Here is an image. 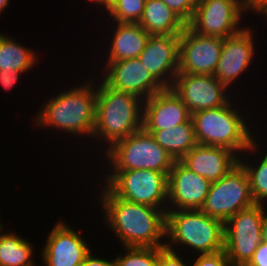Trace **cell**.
I'll list each match as a JSON object with an SVG mask.
<instances>
[{
	"label": "cell",
	"instance_id": "5b68a950",
	"mask_svg": "<svg viewBox=\"0 0 267 266\" xmlns=\"http://www.w3.org/2000/svg\"><path fill=\"white\" fill-rule=\"evenodd\" d=\"M166 239L173 251L181 245L197 255L215 253L224 250V223L200 209L166 211Z\"/></svg>",
	"mask_w": 267,
	"mask_h": 266
},
{
	"label": "cell",
	"instance_id": "6da1fadb",
	"mask_svg": "<svg viewBox=\"0 0 267 266\" xmlns=\"http://www.w3.org/2000/svg\"><path fill=\"white\" fill-rule=\"evenodd\" d=\"M102 188L98 201L104 211L103 223L116 234L123 247H165L166 211L126 201L106 186Z\"/></svg>",
	"mask_w": 267,
	"mask_h": 266
},
{
	"label": "cell",
	"instance_id": "ffe728a7",
	"mask_svg": "<svg viewBox=\"0 0 267 266\" xmlns=\"http://www.w3.org/2000/svg\"><path fill=\"white\" fill-rule=\"evenodd\" d=\"M116 23L106 62L138 58L150 35L139 24Z\"/></svg>",
	"mask_w": 267,
	"mask_h": 266
},
{
	"label": "cell",
	"instance_id": "8992f818",
	"mask_svg": "<svg viewBox=\"0 0 267 266\" xmlns=\"http://www.w3.org/2000/svg\"><path fill=\"white\" fill-rule=\"evenodd\" d=\"M111 171L155 170L169 175L175 160L144 128L114 142L105 151Z\"/></svg>",
	"mask_w": 267,
	"mask_h": 266
},
{
	"label": "cell",
	"instance_id": "7c38bea8",
	"mask_svg": "<svg viewBox=\"0 0 267 266\" xmlns=\"http://www.w3.org/2000/svg\"><path fill=\"white\" fill-rule=\"evenodd\" d=\"M223 41L199 35L186 25L179 37L178 73L214 75Z\"/></svg>",
	"mask_w": 267,
	"mask_h": 266
},
{
	"label": "cell",
	"instance_id": "83f0119b",
	"mask_svg": "<svg viewBox=\"0 0 267 266\" xmlns=\"http://www.w3.org/2000/svg\"><path fill=\"white\" fill-rule=\"evenodd\" d=\"M186 24L192 19L197 0H162Z\"/></svg>",
	"mask_w": 267,
	"mask_h": 266
},
{
	"label": "cell",
	"instance_id": "7402d4cb",
	"mask_svg": "<svg viewBox=\"0 0 267 266\" xmlns=\"http://www.w3.org/2000/svg\"><path fill=\"white\" fill-rule=\"evenodd\" d=\"M151 133L156 142L164 148L175 161H179L195 145L194 125L190 118L187 122L165 130H146Z\"/></svg>",
	"mask_w": 267,
	"mask_h": 266
},
{
	"label": "cell",
	"instance_id": "44dd1931",
	"mask_svg": "<svg viewBox=\"0 0 267 266\" xmlns=\"http://www.w3.org/2000/svg\"><path fill=\"white\" fill-rule=\"evenodd\" d=\"M138 24L149 35H181L186 26L162 0H146Z\"/></svg>",
	"mask_w": 267,
	"mask_h": 266
},
{
	"label": "cell",
	"instance_id": "ba28073f",
	"mask_svg": "<svg viewBox=\"0 0 267 266\" xmlns=\"http://www.w3.org/2000/svg\"><path fill=\"white\" fill-rule=\"evenodd\" d=\"M255 204L248 175L238 163L225 176L211 183L200 210L225 223L231 216Z\"/></svg>",
	"mask_w": 267,
	"mask_h": 266
},
{
	"label": "cell",
	"instance_id": "52a82bcc",
	"mask_svg": "<svg viewBox=\"0 0 267 266\" xmlns=\"http://www.w3.org/2000/svg\"><path fill=\"white\" fill-rule=\"evenodd\" d=\"M108 173L104 175V185L116 197L167 211L168 176L165 173L145 169Z\"/></svg>",
	"mask_w": 267,
	"mask_h": 266
},
{
	"label": "cell",
	"instance_id": "d590c367",
	"mask_svg": "<svg viewBox=\"0 0 267 266\" xmlns=\"http://www.w3.org/2000/svg\"><path fill=\"white\" fill-rule=\"evenodd\" d=\"M89 1H93L95 3L100 4L102 7H104L103 10H105V12L109 9V7L111 6L112 0H89Z\"/></svg>",
	"mask_w": 267,
	"mask_h": 266
},
{
	"label": "cell",
	"instance_id": "8fae6325",
	"mask_svg": "<svg viewBox=\"0 0 267 266\" xmlns=\"http://www.w3.org/2000/svg\"><path fill=\"white\" fill-rule=\"evenodd\" d=\"M171 88L191 115L201 110L219 108L231 99L226 92L228 88L214 75L178 73Z\"/></svg>",
	"mask_w": 267,
	"mask_h": 266
},
{
	"label": "cell",
	"instance_id": "9c48e42d",
	"mask_svg": "<svg viewBox=\"0 0 267 266\" xmlns=\"http://www.w3.org/2000/svg\"><path fill=\"white\" fill-rule=\"evenodd\" d=\"M263 204H255L224 223V251L231 266H246L262 242Z\"/></svg>",
	"mask_w": 267,
	"mask_h": 266
},
{
	"label": "cell",
	"instance_id": "4fadbf2b",
	"mask_svg": "<svg viewBox=\"0 0 267 266\" xmlns=\"http://www.w3.org/2000/svg\"><path fill=\"white\" fill-rule=\"evenodd\" d=\"M104 65L106 74L100 75L103 76L101 80L113 90L132 93L146 100L164 89L138 58L106 62Z\"/></svg>",
	"mask_w": 267,
	"mask_h": 266
},
{
	"label": "cell",
	"instance_id": "836d02e7",
	"mask_svg": "<svg viewBox=\"0 0 267 266\" xmlns=\"http://www.w3.org/2000/svg\"><path fill=\"white\" fill-rule=\"evenodd\" d=\"M249 12L258 13L267 19V0H246Z\"/></svg>",
	"mask_w": 267,
	"mask_h": 266
},
{
	"label": "cell",
	"instance_id": "8d00e7d4",
	"mask_svg": "<svg viewBox=\"0 0 267 266\" xmlns=\"http://www.w3.org/2000/svg\"><path fill=\"white\" fill-rule=\"evenodd\" d=\"M10 0H0V15L2 11L4 12L5 8L8 6Z\"/></svg>",
	"mask_w": 267,
	"mask_h": 266
},
{
	"label": "cell",
	"instance_id": "ac0fdd59",
	"mask_svg": "<svg viewBox=\"0 0 267 266\" xmlns=\"http://www.w3.org/2000/svg\"><path fill=\"white\" fill-rule=\"evenodd\" d=\"M190 118L191 114L187 107L172 88H164L143 101L145 130L174 128Z\"/></svg>",
	"mask_w": 267,
	"mask_h": 266
},
{
	"label": "cell",
	"instance_id": "4316f807",
	"mask_svg": "<svg viewBox=\"0 0 267 266\" xmlns=\"http://www.w3.org/2000/svg\"><path fill=\"white\" fill-rule=\"evenodd\" d=\"M126 254L115 257L117 266H157L159 248L153 247H124Z\"/></svg>",
	"mask_w": 267,
	"mask_h": 266
},
{
	"label": "cell",
	"instance_id": "603a6c76",
	"mask_svg": "<svg viewBox=\"0 0 267 266\" xmlns=\"http://www.w3.org/2000/svg\"><path fill=\"white\" fill-rule=\"evenodd\" d=\"M0 231V266H36L34 248L15 231Z\"/></svg>",
	"mask_w": 267,
	"mask_h": 266
},
{
	"label": "cell",
	"instance_id": "f546056e",
	"mask_svg": "<svg viewBox=\"0 0 267 266\" xmlns=\"http://www.w3.org/2000/svg\"><path fill=\"white\" fill-rule=\"evenodd\" d=\"M179 254L180 252L170 250L167 247H159L157 266H188V263Z\"/></svg>",
	"mask_w": 267,
	"mask_h": 266
},
{
	"label": "cell",
	"instance_id": "7a4b0ae2",
	"mask_svg": "<svg viewBox=\"0 0 267 266\" xmlns=\"http://www.w3.org/2000/svg\"><path fill=\"white\" fill-rule=\"evenodd\" d=\"M88 81L49 98L34 115V125L75 134L74 137L91 138L96 118L97 87L94 79Z\"/></svg>",
	"mask_w": 267,
	"mask_h": 266
},
{
	"label": "cell",
	"instance_id": "d6a6232c",
	"mask_svg": "<svg viewBox=\"0 0 267 266\" xmlns=\"http://www.w3.org/2000/svg\"><path fill=\"white\" fill-rule=\"evenodd\" d=\"M81 266H117V262L114 259H106L95 257L92 251L85 257Z\"/></svg>",
	"mask_w": 267,
	"mask_h": 266
},
{
	"label": "cell",
	"instance_id": "d4e9b609",
	"mask_svg": "<svg viewBox=\"0 0 267 266\" xmlns=\"http://www.w3.org/2000/svg\"><path fill=\"white\" fill-rule=\"evenodd\" d=\"M262 157L264 158L260 159L258 157L259 161L255 163L257 164L255 165L250 159L248 160V157L244 160L242 156H240L239 163L243 166L248 175L251 193L255 203L264 205L267 204V202H265L267 201V152ZM248 161L252 162L253 165Z\"/></svg>",
	"mask_w": 267,
	"mask_h": 266
},
{
	"label": "cell",
	"instance_id": "484cf974",
	"mask_svg": "<svg viewBox=\"0 0 267 266\" xmlns=\"http://www.w3.org/2000/svg\"><path fill=\"white\" fill-rule=\"evenodd\" d=\"M146 0H113L106 11L113 22L136 23L141 20Z\"/></svg>",
	"mask_w": 267,
	"mask_h": 266
},
{
	"label": "cell",
	"instance_id": "2e32d148",
	"mask_svg": "<svg viewBox=\"0 0 267 266\" xmlns=\"http://www.w3.org/2000/svg\"><path fill=\"white\" fill-rule=\"evenodd\" d=\"M211 182L175 161L168 175L167 211L201 209Z\"/></svg>",
	"mask_w": 267,
	"mask_h": 266
},
{
	"label": "cell",
	"instance_id": "e0dca14e",
	"mask_svg": "<svg viewBox=\"0 0 267 266\" xmlns=\"http://www.w3.org/2000/svg\"><path fill=\"white\" fill-rule=\"evenodd\" d=\"M180 35H150L138 56L141 64L164 87L171 88L178 74Z\"/></svg>",
	"mask_w": 267,
	"mask_h": 266
},
{
	"label": "cell",
	"instance_id": "30bf717a",
	"mask_svg": "<svg viewBox=\"0 0 267 266\" xmlns=\"http://www.w3.org/2000/svg\"><path fill=\"white\" fill-rule=\"evenodd\" d=\"M248 11L246 0H197L186 25L199 35L228 38L244 28L240 22Z\"/></svg>",
	"mask_w": 267,
	"mask_h": 266
},
{
	"label": "cell",
	"instance_id": "d6986e66",
	"mask_svg": "<svg viewBox=\"0 0 267 266\" xmlns=\"http://www.w3.org/2000/svg\"><path fill=\"white\" fill-rule=\"evenodd\" d=\"M179 161L212 183L233 169L239 163V156L225 147L197 144Z\"/></svg>",
	"mask_w": 267,
	"mask_h": 266
},
{
	"label": "cell",
	"instance_id": "4dcf8cb0",
	"mask_svg": "<svg viewBox=\"0 0 267 266\" xmlns=\"http://www.w3.org/2000/svg\"><path fill=\"white\" fill-rule=\"evenodd\" d=\"M23 73L25 72L11 69L7 71H0V84L3 86V89H12L16 82H18L20 75Z\"/></svg>",
	"mask_w": 267,
	"mask_h": 266
},
{
	"label": "cell",
	"instance_id": "3957f363",
	"mask_svg": "<svg viewBox=\"0 0 267 266\" xmlns=\"http://www.w3.org/2000/svg\"><path fill=\"white\" fill-rule=\"evenodd\" d=\"M98 83L92 138L107 142L106 150L114 142L143 128L144 100L132 93L113 90L103 80Z\"/></svg>",
	"mask_w": 267,
	"mask_h": 266
},
{
	"label": "cell",
	"instance_id": "9a60e30c",
	"mask_svg": "<svg viewBox=\"0 0 267 266\" xmlns=\"http://www.w3.org/2000/svg\"><path fill=\"white\" fill-rule=\"evenodd\" d=\"M240 32L224 38L220 59L214 76L229 90L238 77L249 69L253 61L255 39L252 28L245 25ZM254 39V40H253Z\"/></svg>",
	"mask_w": 267,
	"mask_h": 266
},
{
	"label": "cell",
	"instance_id": "1f68e13d",
	"mask_svg": "<svg viewBox=\"0 0 267 266\" xmlns=\"http://www.w3.org/2000/svg\"><path fill=\"white\" fill-rule=\"evenodd\" d=\"M246 266H267V243L261 242Z\"/></svg>",
	"mask_w": 267,
	"mask_h": 266
},
{
	"label": "cell",
	"instance_id": "5bb4252c",
	"mask_svg": "<svg viewBox=\"0 0 267 266\" xmlns=\"http://www.w3.org/2000/svg\"><path fill=\"white\" fill-rule=\"evenodd\" d=\"M59 220L48 233L42 251L44 266H81L91 248L78 231Z\"/></svg>",
	"mask_w": 267,
	"mask_h": 266
},
{
	"label": "cell",
	"instance_id": "e575fe53",
	"mask_svg": "<svg viewBox=\"0 0 267 266\" xmlns=\"http://www.w3.org/2000/svg\"><path fill=\"white\" fill-rule=\"evenodd\" d=\"M266 205H263V216H262V224H261V234L262 241L267 243V210H265Z\"/></svg>",
	"mask_w": 267,
	"mask_h": 266
},
{
	"label": "cell",
	"instance_id": "74e56055",
	"mask_svg": "<svg viewBox=\"0 0 267 266\" xmlns=\"http://www.w3.org/2000/svg\"><path fill=\"white\" fill-rule=\"evenodd\" d=\"M2 229H6V228H4L3 223H1V221H0V231H1Z\"/></svg>",
	"mask_w": 267,
	"mask_h": 266
},
{
	"label": "cell",
	"instance_id": "f1b7e54d",
	"mask_svg": "<svg viewBox=\"0 0 267 266\" xmlns=\"http://www.w3.org/2000/svg\"><path fill=\"white\" fill-rule=\"evenodd\" d=\"M196 257L192 266H231L224 250L210 254H200Z\"/></svg>",
	"mask_w": 267,
	"mask_h": 266
},
{
	"label": "cell",
	"instance_id": "277c9868",
	"mask_svg": "<svg viewBox=\"0 0 267 266\" xmlns=\"http://www.w3.org/2000/svg\"><path fill=\"white\" fill-rule=\"evenodd\" d=\"M231 100L219 108L201 110L191 115L197 143L225 147L238 156L257 151L259 147L249 123ZM250 129V130H249ZM245 151V152H244Z\"/></svg>",
	"mask_w": 267,
	"mask_h": 266
},
{
	"label": "cell",
	"instance_id": "cb8c5ba5",
	"mask_svg": "<svg viewBox=\"0 0 267 266\" xmlns=\"http://www.w3.org/2000/svg\"><path fill=\"white\" fill-rule=\"evenodd\" d=\"M38 58L36 51L0 33V71L28 72L37 64Z\"/></svg>",
	"mask_w": 267,
	"mask_h": 266
}]
</instances>
